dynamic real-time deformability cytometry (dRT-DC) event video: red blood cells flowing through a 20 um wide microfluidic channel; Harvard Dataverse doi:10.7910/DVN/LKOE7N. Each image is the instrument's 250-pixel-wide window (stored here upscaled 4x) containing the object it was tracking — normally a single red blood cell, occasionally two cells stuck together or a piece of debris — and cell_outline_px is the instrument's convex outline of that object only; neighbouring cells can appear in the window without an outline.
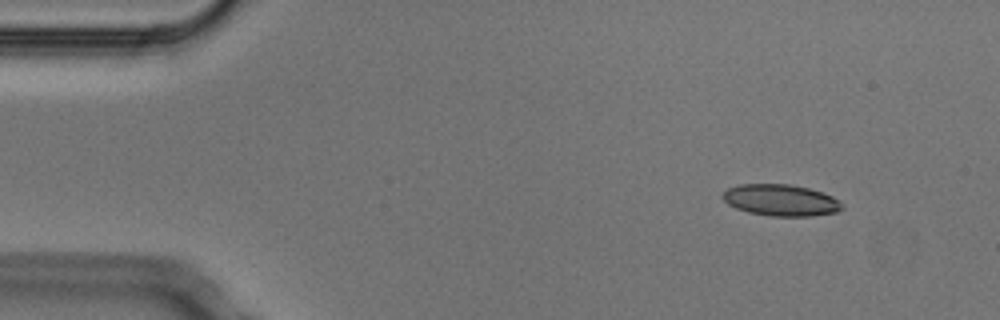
{"species": "Egyptian fruit bat (a non-hibernating species)", "species_latin": "Rousettus aegyptiacus", "temperature_condition": "cold", "stored_images_in_passage": 5, "camera_frame_rate_fps": 3000, "um_per_image_px": 0.085, "animal": {"sex": "male"}, "frame": {"image": 1, "passage_image": 1, "time_ms": 0.0, "image_size_px": [1000, 320], "cell_outline_px": [[844, 208], [836, 212], [812, 216], [768, 216], [748, 212], [736, 208], [728, 204], [720, 196], [728, 188], [740, 184], [788, 184], [808, 188], [832, 196]], "centroid_in_image_um": [66.32, 17.02], "position_along_channel_um": 18.7, "area_um2": 21.79}}
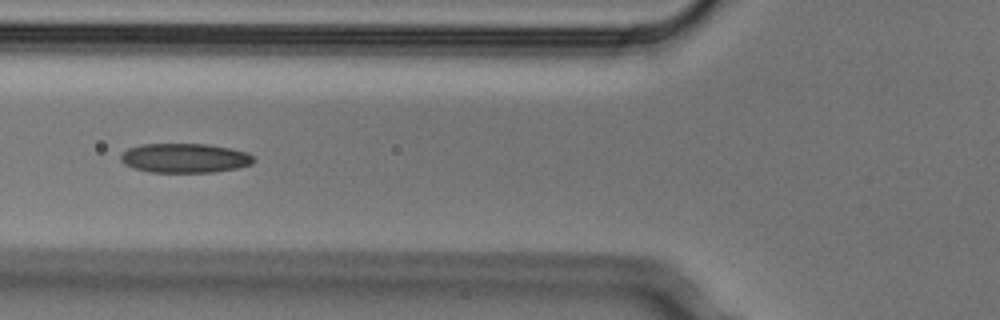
{"frame": {"image": 2, "passage_image": 5, "time_ms": 1.333, "image_size_px": [1000, 320], "cell_outline_px": [[256, 160], [252, 164], [236, 168], [212, 172], [148, 172], [132, 168], [124, 164], [120, 160], [120, 156], [128, 148], [140, 144], [208, 144], [232, 148], [248, 152]], "centroid_in_image_um": [15.7, 13.43], "position_along_channel_um": 110.1, "area_um2": 22.95}}